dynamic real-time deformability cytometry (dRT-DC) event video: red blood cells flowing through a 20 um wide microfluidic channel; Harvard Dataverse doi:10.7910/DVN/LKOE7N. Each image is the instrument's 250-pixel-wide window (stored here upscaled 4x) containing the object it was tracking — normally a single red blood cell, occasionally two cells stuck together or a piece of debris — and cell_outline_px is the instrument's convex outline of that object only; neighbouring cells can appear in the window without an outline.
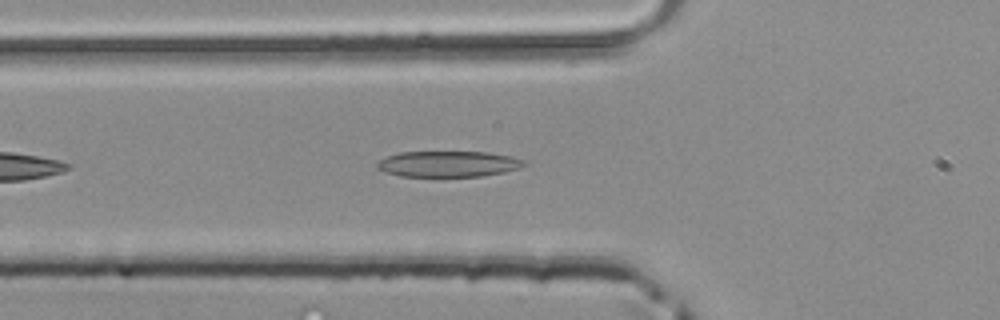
{"species": "common noctule bat (a hibernating species)", "species_latin": "Nyctalus noctula", "temperature_condition": "room temperature", "stored_images_in_passage": 18, "camera_frame_rate_fps": 3000, "um_per_image_px": 0.085, "animal": {"sex": "male", "body_mass_g": 20.4}, "frame": {"image": 1, "passage_image": 5, "time_ms": 1.333, "image_size_px": [1000, 320], "cell_outline_px": [[528, 164], [520, 168], [504, 172], [480, 176], [400, 176], [384, 172], [376, 168], [376, 164], [384, 156], [400, 152], [488, 152], [512, 156], [528, 160]], "centroid_in_image_um": [38.13, 13.93], "position_along_channel_um": 87.7, "area_um2": 22.43}}
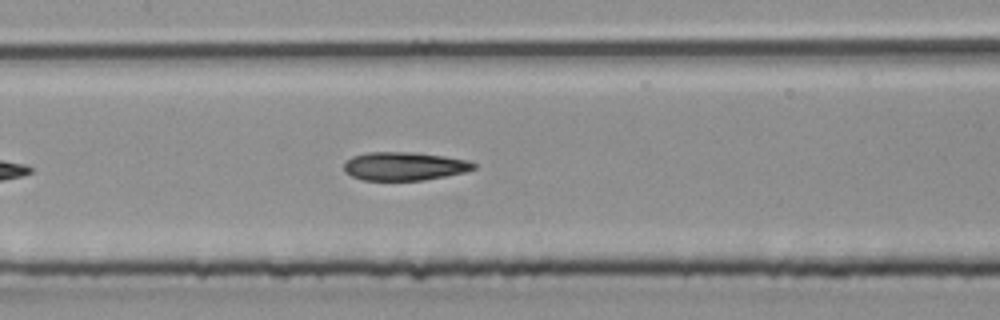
{"frame": {"image": 2, "passage_image": 11, "time_ms": 3.333, "image_size_px": [1000, 320], "cell_outline_px": [[476, 168], [464, 172], [424, 180], [364, 180], [352, 176], [344, 172], [344, 164], [352, 156], [368, 152], [412, 152], [444, 156], [468, 160], [476, 164]], "centroid_in_image_um": [34.36, 14.12], "position_along_channel_um": 173.0, "area_um2": 21.39}}
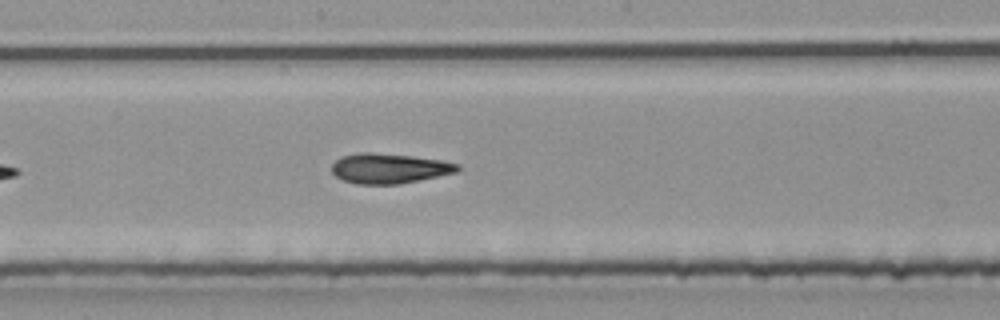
{"frame": {"image": 3, "passage_image": 14, "time_ms": 4.333, "image_size_px": [1000, 320], "cell_outline_px": [[460, 168], [456, 172], [400, 184], [356, 184], [344, 180], [336, 176], [332, 172], [332, 164], [340, 156], [360, 152], [368, 152], [412, 156], [440, 160], [460, 164]], "centroid_in_image_um": [33.06, 14.31], "position_along_channel_um": 215.1, "area_um2": 21.91}}